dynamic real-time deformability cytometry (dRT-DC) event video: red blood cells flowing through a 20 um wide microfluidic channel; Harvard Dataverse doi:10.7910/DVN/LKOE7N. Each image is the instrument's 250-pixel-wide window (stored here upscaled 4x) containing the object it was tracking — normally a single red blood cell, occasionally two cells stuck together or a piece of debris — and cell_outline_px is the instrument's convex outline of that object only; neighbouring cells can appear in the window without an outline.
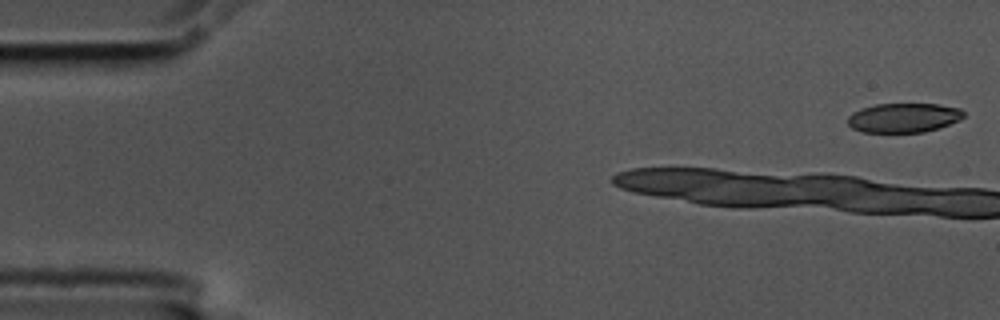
{"species": "common noctule bat (a hibernating species)", "species_latin": "Nyctalus noctula", "temperature_condition": "cold", "stored_images_in_passage": 7, "camera_frame_rate_fps": 3000, "um_per_image_px": 0.085, "animal": {"sex": "male", "body_mass_g": 17.5, "forearm_length_mm": 52.3}, "frame": {"image": 1, "passage_image": 1, "time_ms": 0.0, "image_size_px": [1000, 320], "cell_outline_px": [[964, 116], [960, 120], [940, 128], [924, 132], [860, 132], [852, 128], [848, 124], [848, 116], [852, 112], [860, 108], [876, 104], [936, 104], [960, 108], [964, 112]], "centroid_in_image_um": [76.8, 10.01], "position_along_channel_um": 8.2, "area_um2": 20.0}}